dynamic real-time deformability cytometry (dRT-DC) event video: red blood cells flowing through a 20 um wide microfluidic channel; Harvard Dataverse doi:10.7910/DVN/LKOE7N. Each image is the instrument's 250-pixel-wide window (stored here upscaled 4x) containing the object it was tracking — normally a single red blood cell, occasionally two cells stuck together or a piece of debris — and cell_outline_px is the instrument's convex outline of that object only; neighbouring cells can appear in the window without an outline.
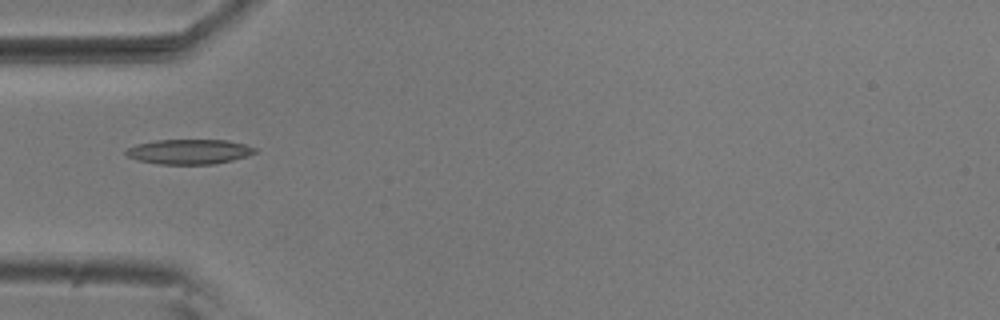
{"species": "common noctule bat (a hibernating species)", "species_latin": "Nyctalus noctula", "temperature_condition": "room temperature", "stored_images_in_passage": 17, "camera_frame_rate_fps": 3000, "um_per_image_px": 0.085, "animal": {"sex": "male", "body_mass_g": 20.5, "forearm_length_mm": 52.5}, "frame": {"image": 1, "passage_image": 1, "time_ms": 0.0, "image_size_px": [1000, 320], "cell_outline_px": [[256, 152], [248, 156], [216, 164], [160, 164], [140, 160], [128, 156], [124, 152], [128, 148], [136, 144], [156, 140], [228, 140], [244, 144], [256, 148]], "centroid_in_image_um": [16.11, 12.89], "position_along_channel_um": 68.9, "area_um2": 18.61}}
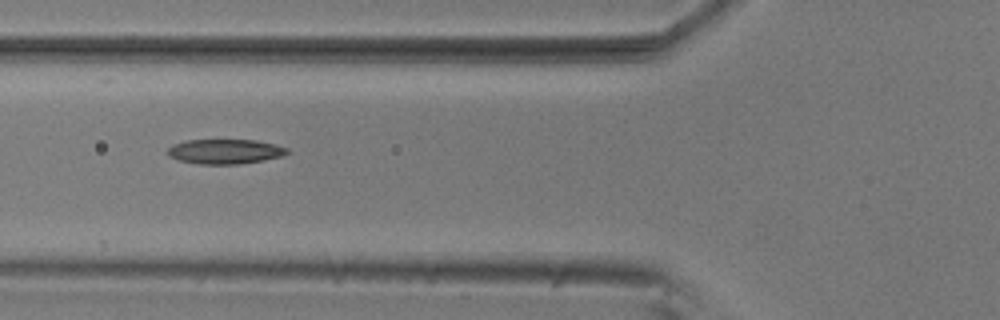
{"frame": {"image": 2, "passage_image": 4, "time_ms": 1.0, "image_size_px": [1000, 320], "cell_outline_px": [[292, 152], [284, 156], [264, 160], [236, 164], [200, 164], [180, 160], [168, 156], [168, 148], [172, 144], [188, 140], [256, 140], [276, 144], [288, 148]], "centroid_in_image_um": [19.19, 12.87], "position_along_channel_um": 106.6, "area_um2": 17.34}}